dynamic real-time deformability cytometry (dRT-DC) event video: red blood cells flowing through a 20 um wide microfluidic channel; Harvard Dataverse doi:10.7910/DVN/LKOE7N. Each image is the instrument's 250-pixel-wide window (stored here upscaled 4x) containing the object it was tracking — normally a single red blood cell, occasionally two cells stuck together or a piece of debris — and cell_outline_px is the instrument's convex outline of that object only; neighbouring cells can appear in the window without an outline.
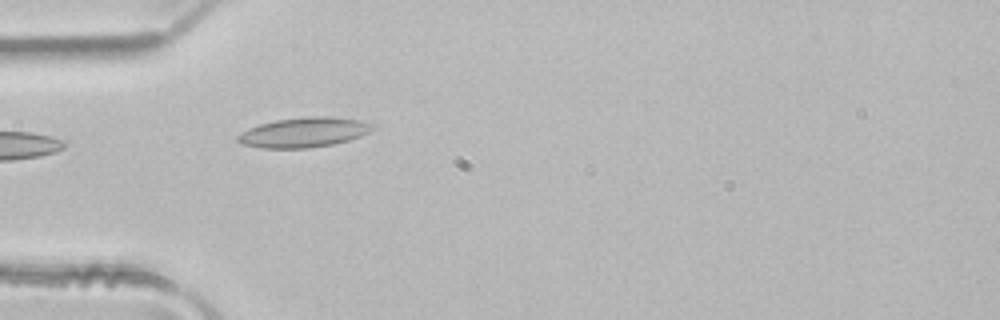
{"species": "common noctule bat (a hibernating species)", "species_latin": "Nyctalus noctula", "temperature_condition": "room temperature", "stored_images_in_passage": 2, "camera_frame_rate_fps": 3000, "um_per_image_px": 0.085, "animal": {"sex": "male", "body_mass_g": 21.5, "forearm_length_mm": 52.0}, "frame": {"image": 1, "passage_image": 2, "time_ms": 0.333, "image_size_px": [1000, 320], "cell_outline_px": [[372, 128], [368, 132], [360, 136], [348, 140], [332, 144], [308, 148], [260, 148], [240, 144], [236, 140], [236, 136], [248, 128], [260, 124], [276, 120], [308, 116], [332, 116], [360, 120], [372, 124]], "centroid_in_image_um": [25.77, 11.25], "position_along_channel_um": 59.2, "area_um2": 23.41}}